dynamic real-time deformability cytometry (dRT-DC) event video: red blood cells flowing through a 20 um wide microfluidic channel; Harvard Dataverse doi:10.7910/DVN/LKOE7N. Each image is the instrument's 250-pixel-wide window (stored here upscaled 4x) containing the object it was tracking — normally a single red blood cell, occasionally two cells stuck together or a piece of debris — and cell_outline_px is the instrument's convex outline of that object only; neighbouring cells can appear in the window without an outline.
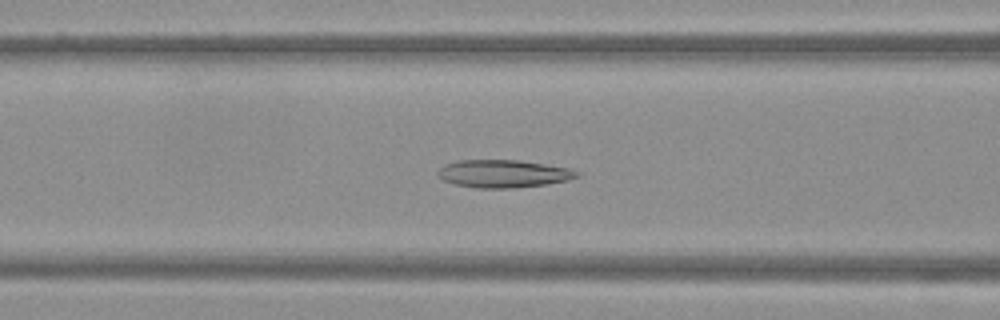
{"species": "Egyptian fruit bat (a non-hibernating species)", "species_latin": "Rousettus aegyptiacus", "temperature_condition": "warm", "stored_images_in_passage": 51, "camera_frame_rate_fps": 3000, "um_per_image_px": 0.085, "frame": {"image": 1, "passage_image": 21, "time_ms": 6.667, "image_size_px": [1000, 320], "cell_outline_px": [[580, 176], [568, 180], [548, 184], [512, 188], [476, 188], [456, 184], [444, 180], [436, 172], [444, 164], [460, 160], [516, 160], [544, 164], [568, 168], [580, 172]], "centroid_in_image_um": [42.8, 14.76], "position_along_channel_um": 123.8, "area_um2": 22.37}}
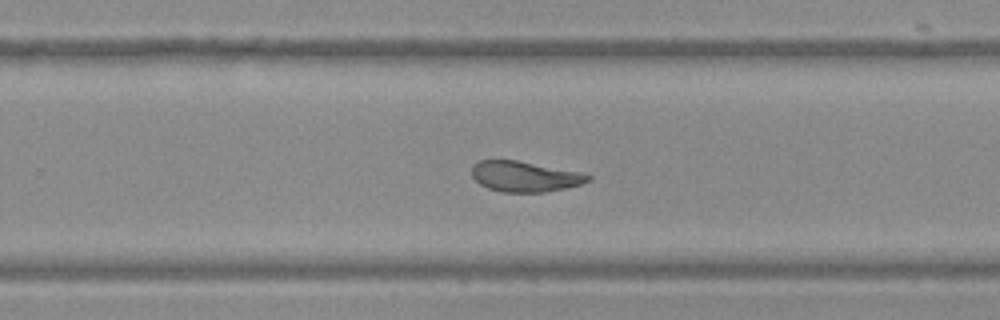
{"frame": {"image": 2, "passage_image": 33, "time_ms": 10.667, "image_size_px": [1000, 320], "cell_outline_px": [[592, 180], [580, 184], [564, 188], [544, 192], [504, 192], [488, 188], [480, 184], [472, 176], [472, 164], [480, 160], [516, 160], [580, 172], [592, 176]], "centroid_in_image_um": [44.59, 15.0], "position_along_channel_um": 285.2, "area_um2": 20.52}}
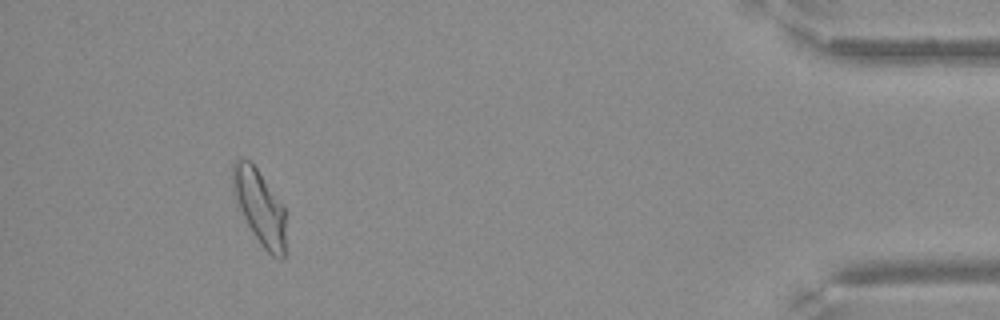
{"frame": {"image": 3, "passage_image": 47, "time_ms": 15.333, "image_size_px": [1000, 320], "cell_outline_px": [[288, 252], [280, 260], [272, 256], [260, 244], [252, 232], [232, 192], [232, 164], [236, 160], [248, 160], [256, 168], [284, 204]], "centroid_in_image_um": [22.14, 17.67], "position_along_channel_um": 413.1, "area_um2": 23.52}}